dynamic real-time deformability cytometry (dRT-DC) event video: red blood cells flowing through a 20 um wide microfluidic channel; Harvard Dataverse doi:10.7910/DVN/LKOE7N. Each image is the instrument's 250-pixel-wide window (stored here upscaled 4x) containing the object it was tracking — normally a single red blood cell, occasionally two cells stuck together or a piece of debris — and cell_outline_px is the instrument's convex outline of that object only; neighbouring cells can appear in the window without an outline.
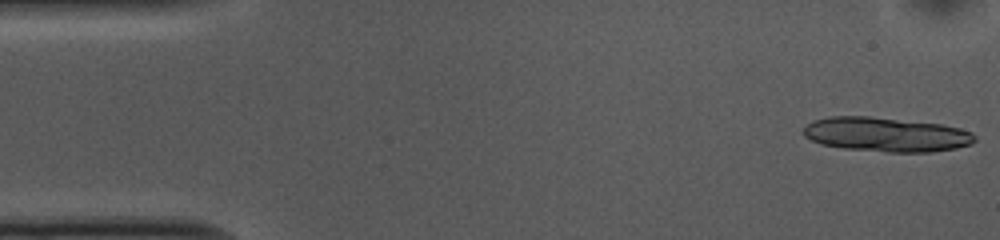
{"species": "common noctule bat (a hibernating species)", "species_latin": "Nyctalus noctula", "temperature_condition": "cold", "stored_images_in_passage": 12, "camera_frame_rate_fps": 3000, "um_per_image_px": 0.085, "animal": {"sex": "female", "body_mass_g": 10.0, "forearm_length_mm": 53.1}, "frame": {"image": 1, "passage_image": 1, "time_ms": 0.0, "image_size_px": [1000, 240], "cell_outline_px": [[976, 140], [972, 144], [956, 148], [932, 152], [888, 152], [844, 148], [820, 144], [804, 136], [804, 128], [812, 120], [828, 116], [868, 116], [940, 124], [960, 128], [972, 132], [976, 136]], "centroid_in_image_um": [75.33, 11.43], "position_along_channel_um": 9.7, "area_um2": 34.39}}